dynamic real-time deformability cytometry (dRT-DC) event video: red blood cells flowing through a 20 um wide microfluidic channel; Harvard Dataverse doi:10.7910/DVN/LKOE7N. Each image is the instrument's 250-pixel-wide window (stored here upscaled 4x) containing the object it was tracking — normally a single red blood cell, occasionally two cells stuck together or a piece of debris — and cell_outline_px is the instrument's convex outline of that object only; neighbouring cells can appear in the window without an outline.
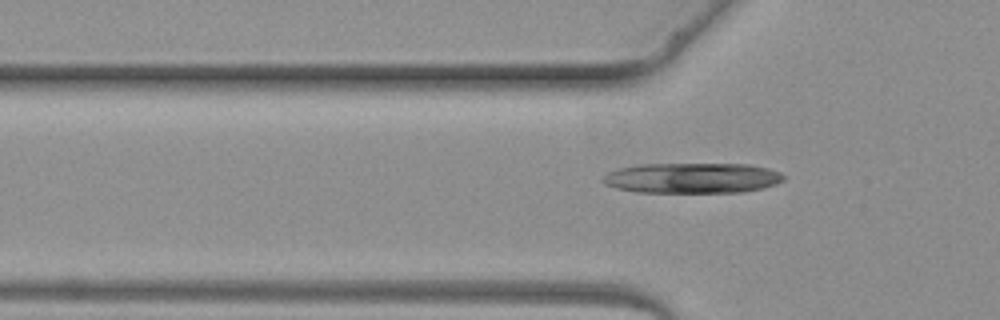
{"species": "common noctule bat (a hibernating species)", "species_latin": "Nyctalus noctula", "temperature_condition": "warm", "stored_images_in_passage": 5, "camera_frame_rate_fps": 3000, "um_per_image_px": 0.085, "animal": {"sex": "female", "body_mass_g": 19.3, "forearm_length_mm": 54.1}, "frame": {"image": 1, "passage_image": 5, "time_ms": 5.0, "image_size_px": [1000, 320], "cell_outline_px": [[788, 176], [784, 180], [776, 184], [764, 188], [744, 192], [636, 192], [616, 188], [604, 184], [600, 180], [608, 172], [616, 168], [636, 164], [748, 164], [768, 168], [780, 172]], "centroid_in_image_um": [58.84, 15.13], "position_along_channel_um": 67.0, "area_um2": 32.43}}